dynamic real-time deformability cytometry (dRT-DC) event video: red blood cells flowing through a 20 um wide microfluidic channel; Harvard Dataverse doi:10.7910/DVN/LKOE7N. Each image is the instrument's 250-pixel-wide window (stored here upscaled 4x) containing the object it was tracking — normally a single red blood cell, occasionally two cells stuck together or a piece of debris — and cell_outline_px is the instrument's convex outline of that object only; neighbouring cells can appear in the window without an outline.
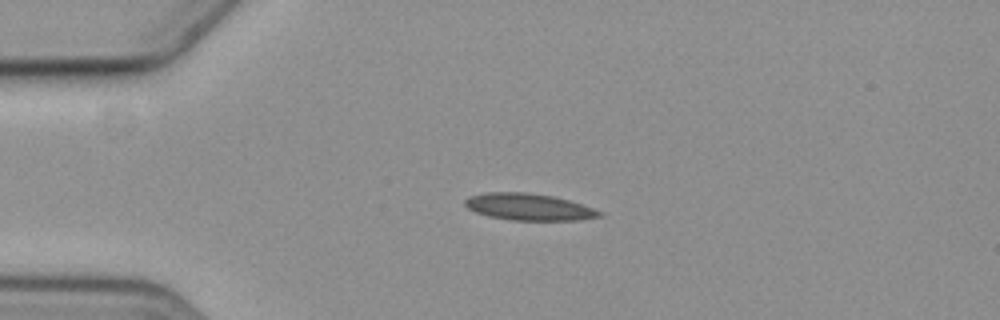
{"species": "common noctule bat (a hibernating species)", "species_latin": "Nyctalus noctula", "temperature_condition": "cold", "stored_images_in_passage": 3, "camera_frame_rate_fps": 3000, "um_per_image_px": 0.085, "animal": {"sex": "female", "body_mass_g": 19.3, "forearm_length_mm": 54.1}, "frame": {"image": 1, "passage_image": 3, "time_ms": 2.333, "image_size_px": [1000, 320], "cell_outline_px": [[604, 216], [580, 220], [508, 220], [488, 216], [476, 212], [468, 208], [464, 204], [464, 200], [468, 196], [488, 192], [528, 192], [552, 196], [568, 200], [604, 212]], "centroid_in_image_um": [44.94, 17.59], "position_along_channel_um": 40.1, "area_um2": 21.04}}